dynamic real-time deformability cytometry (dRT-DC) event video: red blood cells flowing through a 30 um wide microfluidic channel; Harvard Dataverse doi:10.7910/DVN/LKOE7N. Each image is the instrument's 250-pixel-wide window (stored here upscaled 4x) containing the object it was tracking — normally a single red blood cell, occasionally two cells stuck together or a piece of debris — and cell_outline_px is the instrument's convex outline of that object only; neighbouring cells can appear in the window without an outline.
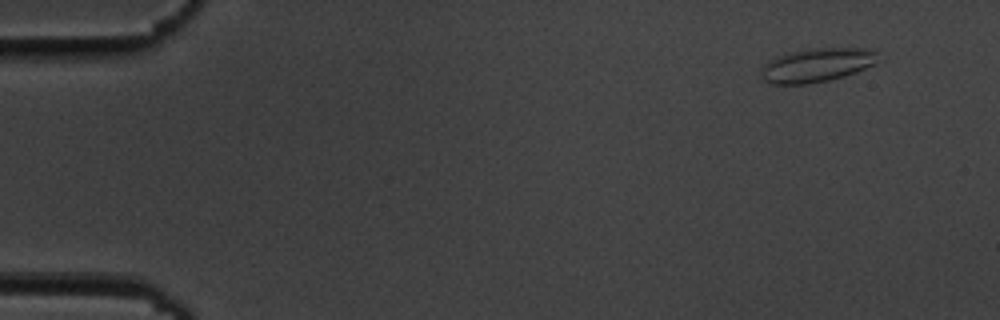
{"species": "common noctule bat (a hibernating species)", "species_latin": "Nyctalus noctula", "temperature_condition": "cold", "stored_images_in_passage": 52, "camera_frame_rate_fps": 3000, "um_per_image_px": 0.085, "animal": {"sex": "male", "body_mass_g": 19.5, "forearm_length_mm": 54.6}, "frame": {"image": 1, "passage_image": 1, "time_ms": 0.0, "image_size_px": [1000, 320], "cell_outline_px": [[876, 52], [872, 64], [856, 72], [844, 76], [828, 80], [804, 84], [768, 84], [760, 80], [760, 68], [768, 60], [804, 48], [868, 48]], "centroid_in_image_um": [69.3, 5.54], "position_along_channel_um": 15.7, "area_um2": 22.95}}
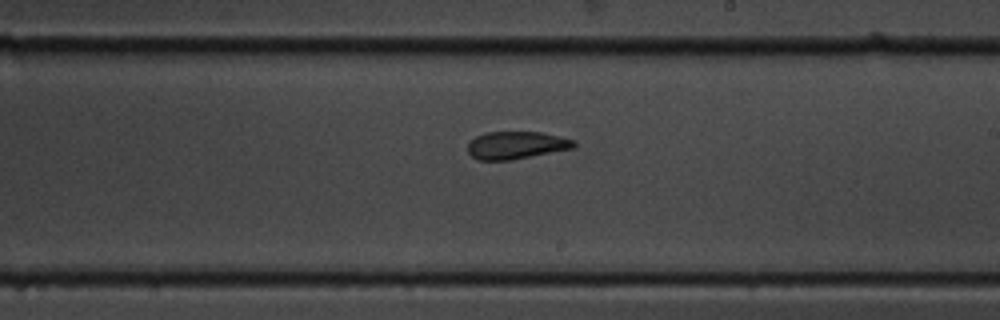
{"frame": {"image": 2, "passage_image": 29, "time_ms": 9.333, "image_size_px": [1000, 320], "cell_outline_px": [[576, 148], [512, 160], [476, 160], [468, 152], [468, 144], [476, 136], [484, 132], [540, 132], [576, 140]], "centroid_in_image_um": [43.91, 12.35], "position_along_channel_um": 245.1, "area_um2": 17.22}}
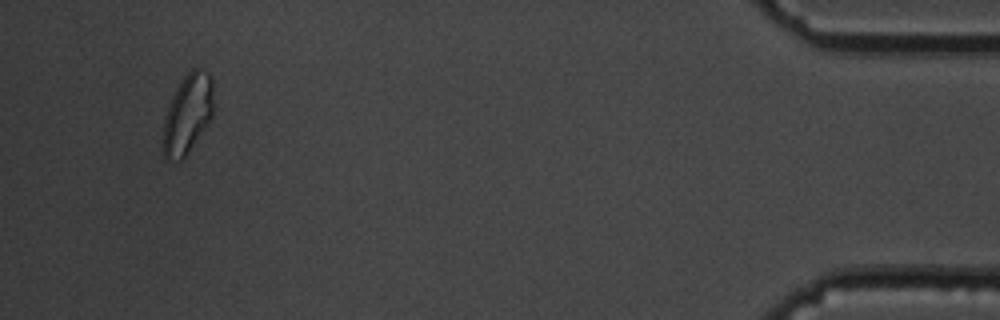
{"frame": {"image": 3, "passage_image": 49, "time_ms": 16.0, "image_size_px": [1000, 320], "cell_outline_px": [[212, 116], [184, 160], [168, 160], [164, 156], [164, 120], [172, 96], [176, 88], [184, 76], [192, 68], [200, 68], [208, 72], [212, 76]], "centroid_in_image_um": [15.96, 9.67], "position_along_channel_um": 419.2, "area_um2": 23.06}, "authors_computed_cell_mechanics": {"area_um2": 18.6405, "velocity_mm_per_s": 3.6539, "shape_relaxation_time_tau1_ms": null, "shape_relaxation_time_tau2_ms": 1.3196, "deformation_change_tau1": null, "deformation_change_tau2": 0.0805}}